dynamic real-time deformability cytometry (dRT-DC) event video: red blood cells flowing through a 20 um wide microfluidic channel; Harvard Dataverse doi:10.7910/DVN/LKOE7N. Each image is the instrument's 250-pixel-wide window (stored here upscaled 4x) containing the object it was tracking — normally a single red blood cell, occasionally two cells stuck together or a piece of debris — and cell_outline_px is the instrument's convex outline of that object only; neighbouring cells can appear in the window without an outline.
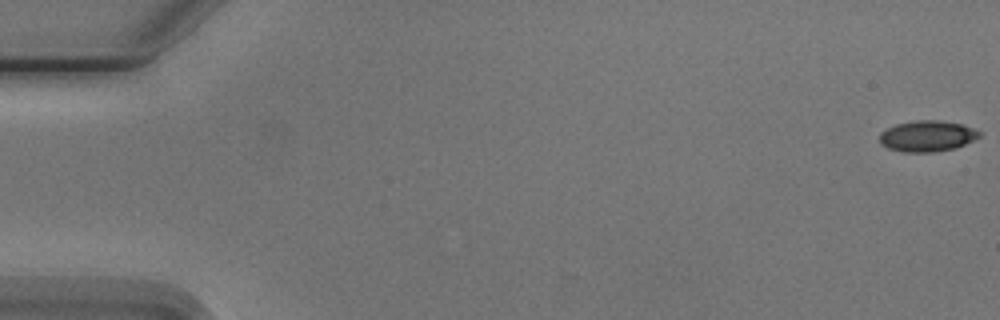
{"species": "Egyptian fruit bat (a non-hibernating species)", "species_latin": "Rousettus aegyptiacus", "temperature_condition": "cold", "stored_images_in_passage": 4, "camera_frame_rate_fps": 3000, "um_per_image_px": 0.085, "animal": {"sex": "male"}, "frame": {"image": 1, "passage_image": 1, "time_ms": 0.0, "image_size_px": [1000, 320], "cell_outline_px": [[980, 136], [956, 148], [936, 152], [904, 152], [888, 148], [880, 144], [880, 132], [896, 124], [916, 120], [940, 120], [960, 124], [972, 128], [980, 132]], "centroid_in_image_um": [78.79, 11.57], "position_along_channel_um": 6.2, "area_um2": 17.92}}